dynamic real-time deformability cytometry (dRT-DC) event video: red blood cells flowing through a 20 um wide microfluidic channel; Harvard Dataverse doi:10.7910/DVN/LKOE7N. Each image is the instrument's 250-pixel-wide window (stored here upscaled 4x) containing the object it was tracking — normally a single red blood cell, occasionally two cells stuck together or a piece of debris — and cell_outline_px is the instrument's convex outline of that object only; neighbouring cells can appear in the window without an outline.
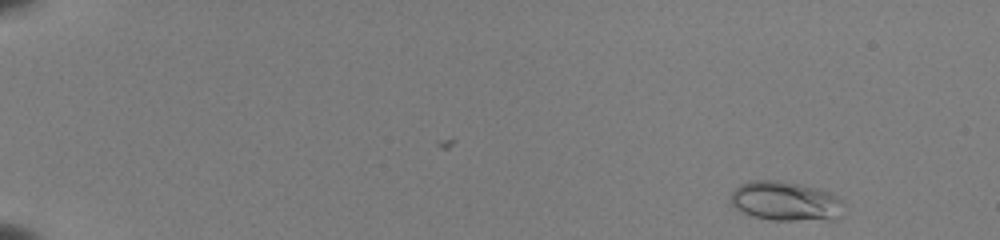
{"species": "common noctule bat (a hibernating species)", "species_latin": "Nyctalus noctula", "temperature_condition": "room temperature", "stored_images_in_passage": 50, "camera_frame_rate_fps": 3000, "um_per_image_px": 0.085, "animal": {"sex": "female", "body_mass_g": 22.0, "forearm_length_mm": 56.7}, "frame": {"image": 1, "passage_image": 2, "time_ms": 0.333, "image_size_px": [1000, 240], "cell_outline_px": [[840, 200], [836, 216], [832, 220], [772, 220], [756, 216], [744, 212], [736, 208], [728, 200], [732, 192], [740, 184], [748, 180], [780, 180], [820, 188], [836, 196]], "centroid_in_image_um": [66.68, 17.07], "position_along_channel_um": 18.3, "area_um2": 25.61}}
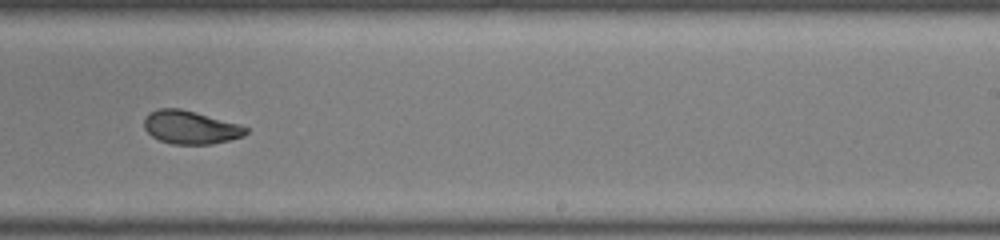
{"frame": {"image": 2, "passage_image": 33, "time_ms": 10.667, "image_size_px": [1000, 240], "cell_outline_px": [[248, 132], [244, 136], [212, 144], [172, 144], [160, 140], [152, 136], [144, 128], [144, 120], [148, 112], [160, 108], [180, 108], [196, 112], [240, 124], [248, 128]], "centroid_in_image_um": [16.19, 10.82], "position_along_channel_um": 272.8, "area_um2": 19.77}}
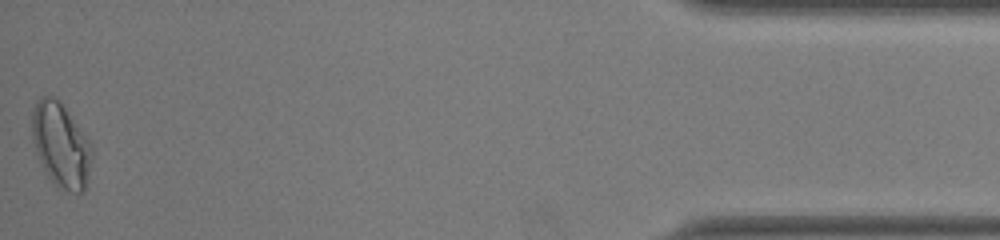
{"frame": {"image": 3, "passage_image": 50, "time_ms": 16.333, "image_size_px": [1000, 240], "cell_outline_px": [[92, 156], [88, 176], [84, 192], [76, 192], [64, 188], [56, 184], [48, 176], [36, 152], [32, 140], [32, 112], [36, 100], [40, 96], [56, 96], [60, 100], [92, 144]], "centroid_in_image_um": [5.17, 12.26], "position_along_channel_um": 430.0, "area_um2": 29.25}, "authors_computed_cell_mechanics": {"area_um2": 20.8947, "velocity_mm_per_s": 3.9662, "shape_relaxation_time_tau1_ms": 7.7131, "shape_relaxation_time_tau2_ms": 1.5043, "deformation_change_tau1": 0.2052, "deformation_change_tau2": 0.0511}}